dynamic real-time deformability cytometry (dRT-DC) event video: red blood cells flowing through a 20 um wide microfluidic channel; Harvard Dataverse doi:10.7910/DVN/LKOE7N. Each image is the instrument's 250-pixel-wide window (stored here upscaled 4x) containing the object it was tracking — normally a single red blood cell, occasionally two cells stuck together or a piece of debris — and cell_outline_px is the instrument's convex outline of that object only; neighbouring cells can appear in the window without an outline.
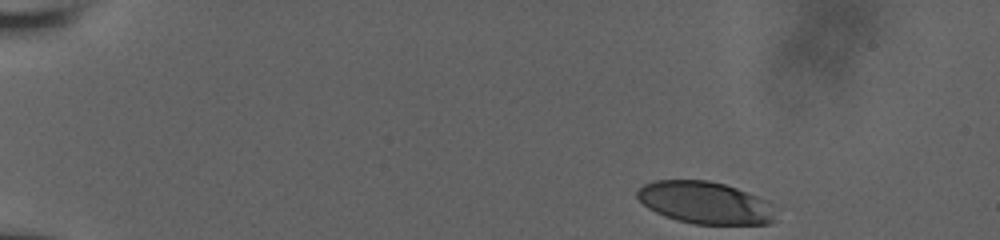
{"species": "human", "species_latin": "Homo sapiens", "temperature_condition": "room temperature", "stored_images_in_passage": 9, "camera_frame_rate_fps": 3000, "um_per_image_px": 0.085, "donor": {"sex": "male"}, "frame": {"image": 1, "passage_image": 1, "time_ms": 0.0, "image_size_px": [1000, 240], "cell_outline_px": [[772, 220], [768, 224], [696, 224], [676, 220], [664, 216], [648, 208], [636, 196], [636, 188], [644, 184], [656, 180], [708, 180], [724, 184], [736, 188], [768, 200]], "centroid_in_image_um": [59.85, 17.22], "position_along_channel_um": 25.2, "area_um2": 33.7}}
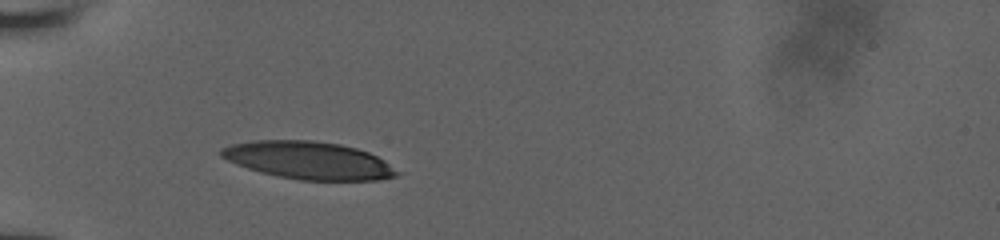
{"frame": {"image": 2, "passage_image": 7, "time_ms": 3.667, "image_size_px": [1000, 240], "cell_outline_px": [[404, 172], [396, 176], [380, 180], [300, 180], [276, 176], [260, 172], [248, 168], [228, 160], [220, 156], [220, 148], [232, 144], [252, 140], [312, 140], [340, 144], [356, 148], [368, 152], [384, 160]], "centroid_in_image_um": [26.27, 13.63], "position_along_channel_um": 58.7, "area_um2": 38.73}}
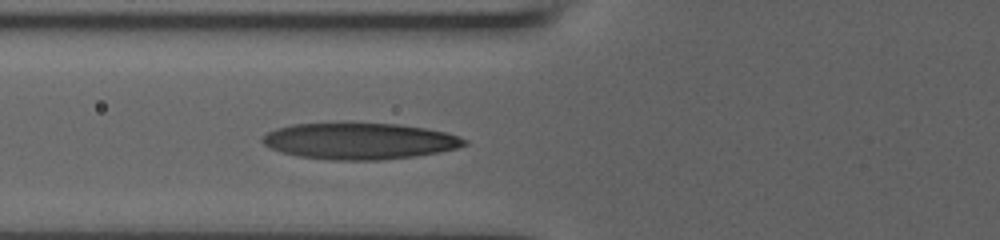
{"frame": {"image": 3, "passage_image": 9, "time_ms": 5.0, "image_size_px": [1000, 240], "cell_outline_px": [[468, 144], [456, 148], [440, 152], [416, 156], [384, 160], [332, 160], [296, 156], [280, 152], [264, 144], [260, 140], [268, 132], [276, 128], [292, 124], [348, 120], [352, 120], [400, 124], [424, 128], [444, 132], [460, 136], [468, 140]], "centroid_in_image_um": [30.54, 11.95], "position_along_channel_um": 95.3, "area_um2": 44.27}}